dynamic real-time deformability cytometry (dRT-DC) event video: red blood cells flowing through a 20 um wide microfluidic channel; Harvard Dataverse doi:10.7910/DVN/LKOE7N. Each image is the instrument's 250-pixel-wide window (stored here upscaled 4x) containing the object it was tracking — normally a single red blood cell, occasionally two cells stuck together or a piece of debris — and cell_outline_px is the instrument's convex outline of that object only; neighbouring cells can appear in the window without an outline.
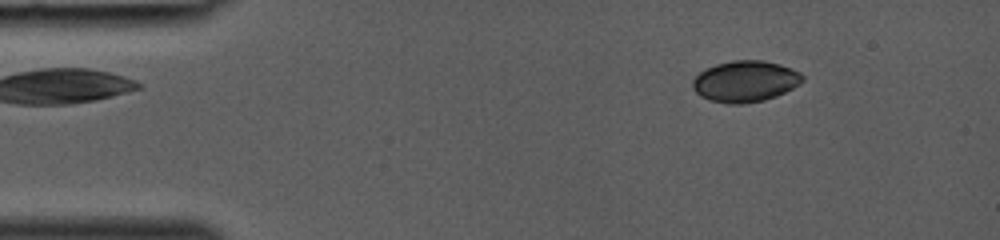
{"species": "common noctule bat (a hibernating species)", "species_latin": "Nyctalus noctula", "temperature_condition": "room temperature", "stored_images_in_passage": 35, "camera_frame_rate_fps": 3000, "um_per_image_px": 0.085, "animal": {"sex": "female", "body_mass_g": 19.0, "forearm_length_mm": 53.3}, "frame": {"image": 1, "passage_image": 2, "time_ms": 0.333, "image_size_px": [1000, 240], "cell_outline_px": [[804, 80], [800, 84], [776, 96], [764, 100], [744, 104], [728, 104], [708, 100], [700, 96], [692, 88], [692, 80], [700, 72], [716, 64], [732, 60], [764, 60], [780, 64], [792, 68], [800, 72], [804, 76]], "centroid_in_image_um": [63.35, 6.91], "position_along_channel_um": 21.7, "area_um2": 26.59}}
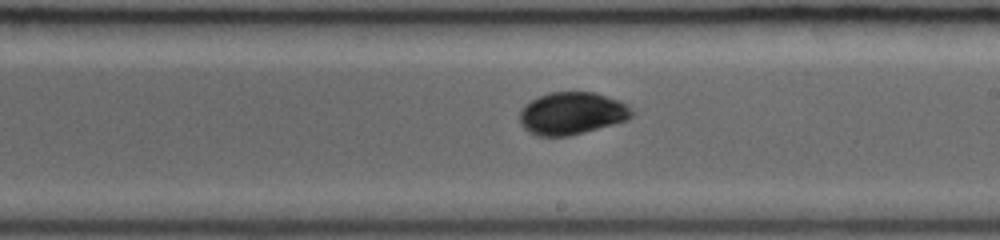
{"frame": {"image": 2, "passage_image": 20, "time_ms": 6.333, "image_size_px": [1000, 240], "cell_outline_px": [[636, 112], [628, 120], [568, 136], [536, 136], [528, 132], [520, 124], [520, 112], [524, 104], [540, 96], [552, 92], [592, 92], [616, 100], [624, 104]], "centroid_in_image_um": [48.58, 9.65], "position_along_channel_um": 240.4, "area_um2": 27.46}}
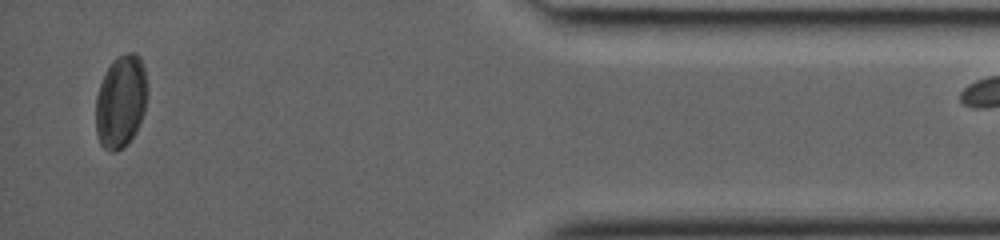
{"frame": {"image": 3, "passage_image": 34, "time_ms": 11.0, "image_size_px": [1000, 240], "cell_outline_px": [[148, 92], [144, 112], [140, 124], [136, 132], [128, 144], [116, 152], [108, 152], [100, 144], [96, 132], [96, 96], [100, 84], [112, 60], [116, 56], [128, 52], [136, 52], [140, 56], [144, 68], [148, 84]], "centroid_in_image_um": [10.29, 8.63], "position_along_channel_um": 424.9, "area_um2": 28.44}}